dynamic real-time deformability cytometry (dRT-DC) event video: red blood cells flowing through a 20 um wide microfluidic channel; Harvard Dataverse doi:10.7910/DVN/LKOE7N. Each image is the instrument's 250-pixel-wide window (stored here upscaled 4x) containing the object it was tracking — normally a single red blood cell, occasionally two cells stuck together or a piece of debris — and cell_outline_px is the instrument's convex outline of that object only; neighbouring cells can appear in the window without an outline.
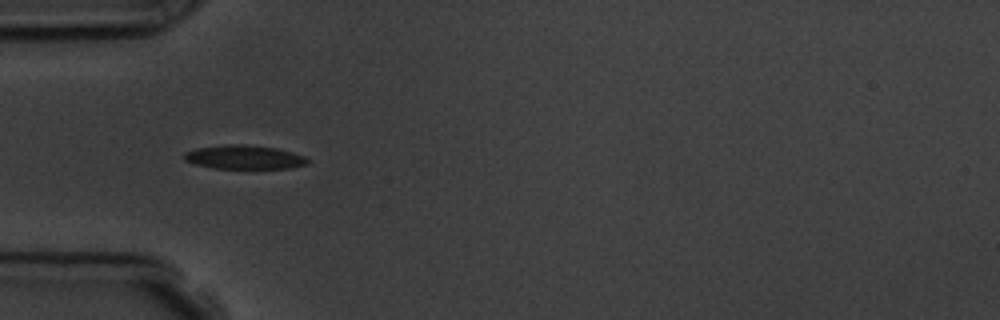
{"species": "common noctule bat (a hibernating species)", "species_latin": "Nyctalus noctula", "temperature_condition": "room temperature", "stored_images_in_passage": 6, "camera_frame_rate_fps": 3000, "um_per_image_px": 0.085, "animal": {"sex": "male", "body_mass_g": 19.5, "forearm_length_mm": 54.6}, "frame": {"image": 1, "passage_image": 5, "time_ms": 4.667, "image_size_px": [1000, 320], "cell_outline_px": [[308, 164], [288, 168], [212, 168], [196, 164], [184, 160], [184, 152], [196, 148], [224, 144], [244, 144], [276, 148], [292, 152], [304, 156], [308, 160]], "centroid_in_image_um": [20.73, 13.35], "position_along_channel_um": 64.3, "area_um2": 17.11}}
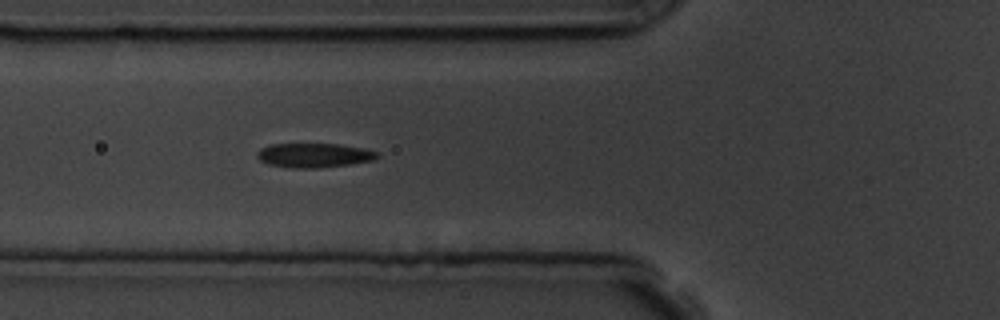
{"frame": {"image": 2, "passage_image": 6, "time_ms": 5.667, "image_size_px": [1000, 320], "cell_outline_px": [[380, 156], [372, 160], [348, 164], [320, 168], [296, 168], [268, 164], [260, 160], [256, 156], [256, 152], [260, 148], [268, 144], [340, 144], [364, 148], [380, 152]], "centroid_in_image_um": [26.69, 13.19], "position_along_channel_um": 99.1, "area_um2": 17.11}}